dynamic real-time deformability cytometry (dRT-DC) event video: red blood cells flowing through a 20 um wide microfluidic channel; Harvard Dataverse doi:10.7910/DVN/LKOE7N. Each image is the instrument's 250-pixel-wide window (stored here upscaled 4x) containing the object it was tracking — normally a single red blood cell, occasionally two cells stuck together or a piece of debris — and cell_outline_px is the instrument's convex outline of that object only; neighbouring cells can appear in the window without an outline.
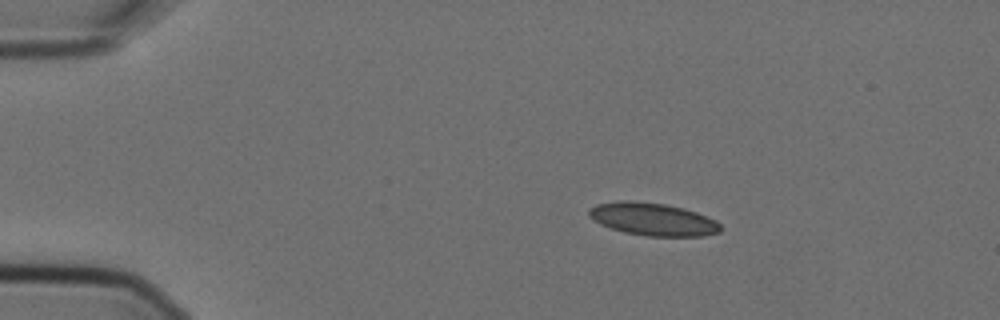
{"species": "Egyptian fruit bat (a non-hibernating species)", "species_latin": "Rousettus aegyptiacus", "temperature_condition": "cold", "stored_images_in_passage": 3, "camera_frame_rate_fps": 3000, "um_per_image_px": 0.085, "animal": {"sex": "female"}, "frame": {"image": 1, "passage_image": 1, "time_ms": 0.0, "image_size_px": [1000, 320], "cell_outline_px": [[724, 228], [720, 232], [704, 236], [644, 236], [624, 232], [600, 224], [592, 220], [588, 216], [588, 208], [596, 204], [616, 200], [632, 200], [664, 204], [684, 208], [696, 212], [716, 220]], "centroid_in_image_um": [55.48, 18.63], "position_along_channel_um": 29.5, "area_um2": 25.43}}